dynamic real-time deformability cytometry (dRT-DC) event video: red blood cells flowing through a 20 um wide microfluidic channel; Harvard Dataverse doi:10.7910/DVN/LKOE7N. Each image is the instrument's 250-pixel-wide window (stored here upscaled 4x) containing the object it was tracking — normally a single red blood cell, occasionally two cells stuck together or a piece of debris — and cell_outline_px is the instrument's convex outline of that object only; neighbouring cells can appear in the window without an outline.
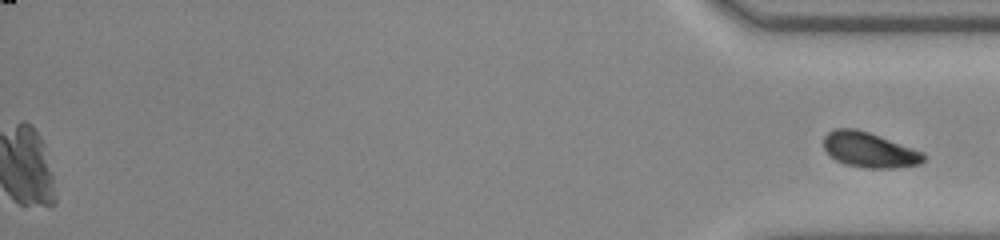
{"species": "common noctule bat (a hibernating species)", "species_latin": "Nyctalus noctula", "temperature_condition": "room temperature", "stored_images_in_passage": 44, "segment_of_instrument_passage": [2, 2], "camera_frame_rate_fps": 3000, "um_per_image_px": 0.085, "animal": {"sex": "male", "body_mass_g": 20.0, "forearm_length_mm": 53.3}, "frame": {"image": 1, "passage_image": 44, "time_ms": 14.333, "image_size_px": [1000, 240], "cell_outline_px": [[924, 160], [920, 164], [896, 168], [864, 168], [844, 164], [836, 160], [824, 148], [824, 136], [828, 132], [836, 128], [856, 128], [880, 136], [924, 152]], "centroid_in_image_um": [73.9, 12.74], "position_along_channel_um": 361.3, "area_um2": 20.46}}